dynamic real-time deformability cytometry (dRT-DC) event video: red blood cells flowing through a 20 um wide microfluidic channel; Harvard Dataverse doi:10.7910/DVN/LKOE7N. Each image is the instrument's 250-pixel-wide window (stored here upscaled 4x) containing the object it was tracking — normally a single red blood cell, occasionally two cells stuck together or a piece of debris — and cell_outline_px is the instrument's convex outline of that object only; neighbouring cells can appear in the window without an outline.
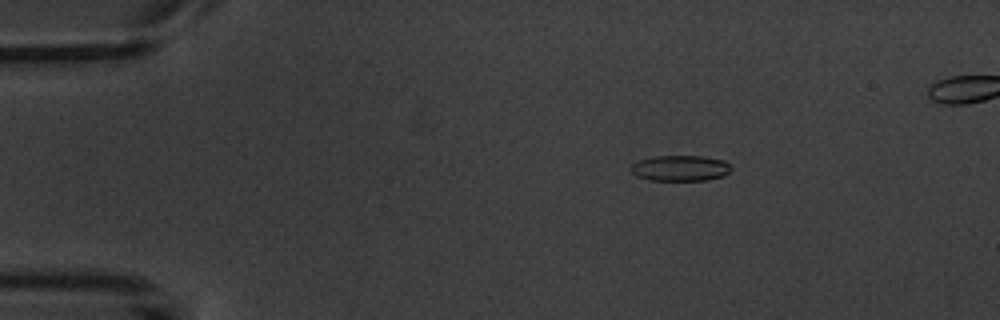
{"species": "common noctule bat (a hibernating species)", "species_latin": "Nyctalus noctula", "temperature_condition": "warm", "stored_images_in_passage": 6, "camera_frame_rate_fps": 3000, "um_per_image_px": 0.085, "animal": {"sex": "male", "body_mass_g": 20.1, "forearm_length_mm": 53.5}, "frame": {"image": 1, "passage_image": 3, "time_ms": 2.333, "image_size_px": [1000, 320], "cell_outline_px": [[732, 168], [724, 176], [708, 180], [652, 180], [636, 176], [632, 172], [632, 164], [640, 160], [652, 156], [700, 156], [724, 160], [732, 164]], "centroid_in_image_um": [57.87, 14.29], "position_along_channel_um": 27.1, "area_um2": 15.03}}